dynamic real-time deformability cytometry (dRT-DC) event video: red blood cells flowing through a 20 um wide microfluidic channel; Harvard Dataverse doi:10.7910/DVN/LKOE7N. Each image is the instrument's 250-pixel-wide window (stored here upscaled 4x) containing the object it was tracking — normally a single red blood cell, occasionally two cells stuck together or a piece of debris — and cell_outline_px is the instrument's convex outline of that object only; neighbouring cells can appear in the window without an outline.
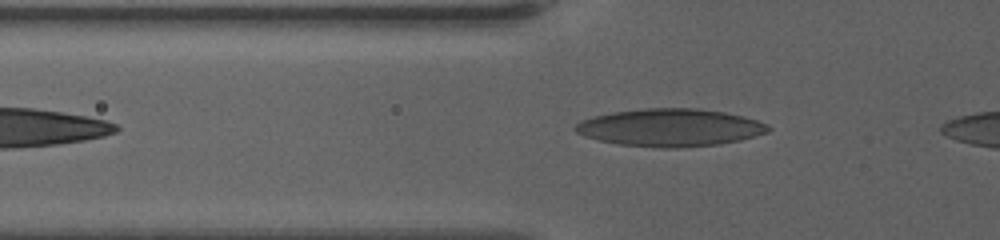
{"species": "human", "species_latin": "Homo sapiens", "temperature_condition": "warm", "stored_images_in_passage": 40, "camera_frame_rate_fps": 3000, "um_per_image_px": 0.085, "donor": {"sex": "female"}, "frame": {"image": 1, "passage_image": 7, "time_ms": 2.0, "image_size_px": [1000, 240], "cell_outline_px": [[772, 128], [768, 132], [740, 140], [720, 144], [676, 148], [664, 148], [620, 144], [600, 140], [584, 136], [576, 132], [572, 128], [580, 120], [592, 116], [612, 112], [644, 108], [696, 108], [724, 112], [744, 116], [768, 124]], "centroid_in_image_um": [56.96, 10.84], "position_along_channel_um": 68.8, "area_um2": 42.37}}
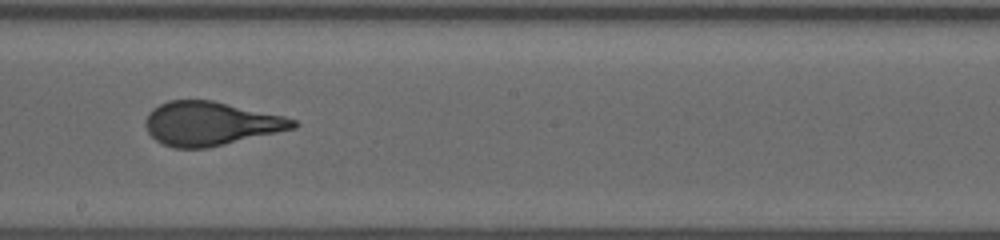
{"frame": {"image": 2, "passage_image": 21, "time_ms": 6.667, "image_size_px": [1000, 240], "cell_outline_px": [[300, 124], [296, 128], [208, 148], [172, 148], [156, 140], [148, 132], [144, 124], [144, 120], [148, 112], [152, 108], [168, 100], [212, 100], [284, 116], [296, 120]], "centroid_in_image_um": [17.88, 10.5], "position_along_channel_um": 230.3, "area_um2": 37.8}}
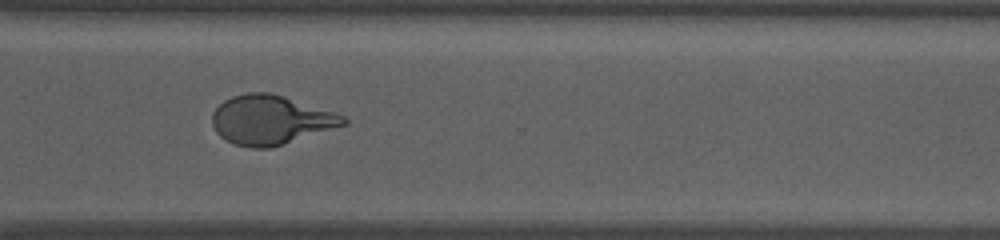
{"frame": {"image": 3, "passage_image": 31, "time_ms": 10.0, "image_size_px": [1000, 240], "cell_outline_px": [[348, 124], [284, 144], [268, 148], [252, 148], [236, 144], [220, 136], [216, 132], [212, 124], [212, 112], [224, 100], [232, 96], [248, 92], [268, 92], [284, 96], [344, 116], [348, 120]], "centroid_in_image_um": [22.99, 10.19], "position_along_channel_um": 347.6, "area_um2": 37.34}}